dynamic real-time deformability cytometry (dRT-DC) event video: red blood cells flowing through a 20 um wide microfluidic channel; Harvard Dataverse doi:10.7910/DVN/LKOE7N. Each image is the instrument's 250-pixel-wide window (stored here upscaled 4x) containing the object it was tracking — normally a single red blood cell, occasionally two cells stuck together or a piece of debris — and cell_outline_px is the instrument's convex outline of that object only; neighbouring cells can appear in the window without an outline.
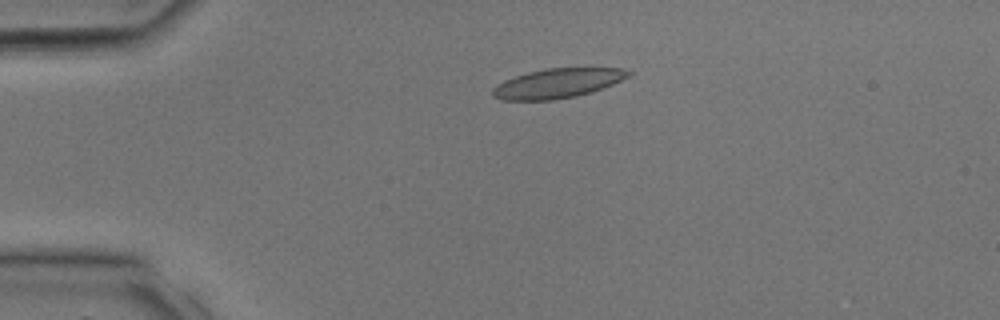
{"species": "common noctule bat (a hibernating species)", "species_latin": "Nyctalus noctula", "temperature_condition": "room temperature", "stored_images_in_passage": 26, "camera_frame_rate_fps": 3000, "um_per_image_px": 0.085, "animal": {"sex": "male", "body_mass_g": 17.9, "forearm_length_mm": 54.2}, "frame": {"image": 1, "passage_image": 1, "time_ms": 0.0, "image_size_px": [1000, 320], "cell_outline_px": [[632, 76], [612, 84], [576, 96], [552, 100], [504, 100], [492, 96], [492, 88], [496, 84], [504, 80], [528, 72], [548, 68], [620, 68], [632, 72]], "centroid_in_image_um": [47.37, 7.07], "position_along_channel_um": 37.6, "area_um2": 23.18}}
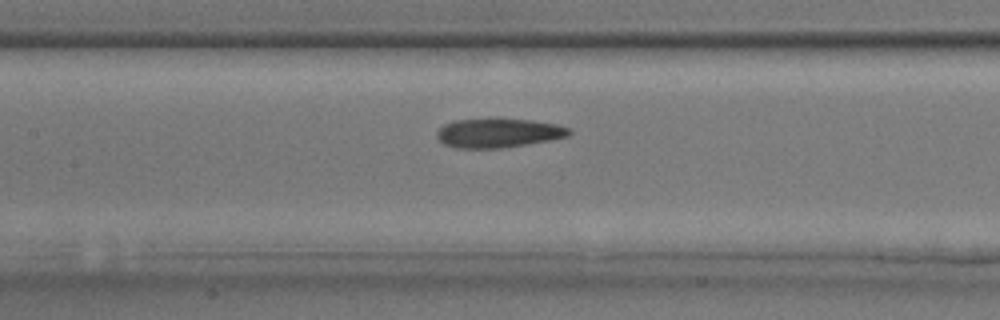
{"frame": {"image": 2, "passage_image": 9, "time_ms": 2.667, "image_size_px": [1000, 320], "cell_outline_px": [[572, 132], [568, 136], [552, 140], [528, 144], [500, 148], [452, 148], [444, 144], [436, 136], [436, 132], [444, 124], [456, 120], [532, 120], [556, 124], [572, 128]], "centroid_in_image_um": [42.39, 11.33], "position_along_channel_um": 165.0, "area_um2": 22.25}}
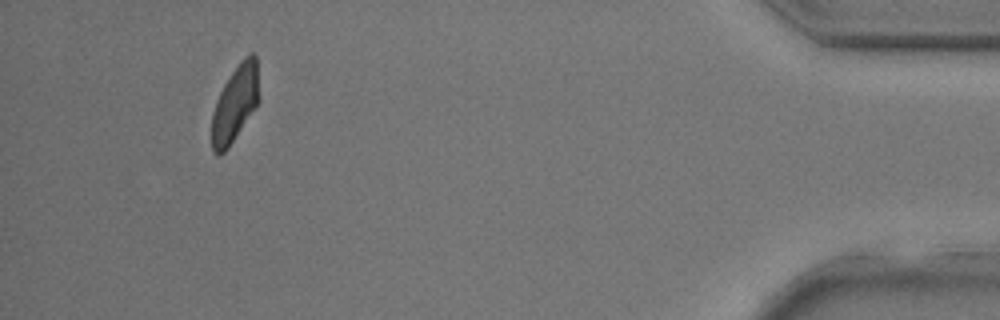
{"frame": {"image": 3, "passage_image": 24, "time_ms": 7.667, "image_size_px": [1000, 320], "cell_outline_px": [[260, 100], [228, 148], [220, 156], [216, 156], [212, 152], [212, 112], [216, 100], [224, 84], [240, 60], [252, 52], [256, 56]], "centroid_in_image_um": [19.98, 8.82], "position_along_channel_um": 415.2, "area_um2": 21.04}}